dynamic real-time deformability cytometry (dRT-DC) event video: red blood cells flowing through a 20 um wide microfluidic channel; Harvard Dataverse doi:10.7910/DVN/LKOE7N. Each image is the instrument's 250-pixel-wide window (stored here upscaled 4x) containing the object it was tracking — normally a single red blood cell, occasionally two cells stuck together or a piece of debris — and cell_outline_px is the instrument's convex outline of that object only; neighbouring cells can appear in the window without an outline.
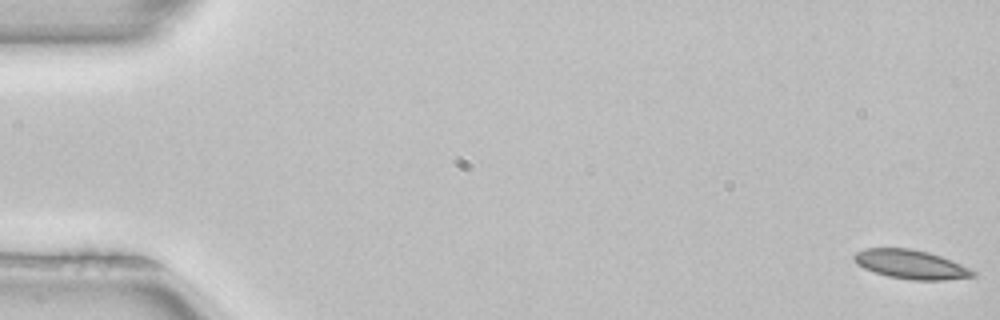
{"species": "common noctule bat (a hibernating species)", "species_latin": "Nyctalus noctula", "temperature_condition": "room temperature", "stored_images_in_passage": 3, "camera_frame_rate_fps": 3000, "um_per_image_px": 0.085, "animal": {"sex": "female", "body_mass_g": 22.7, "forearm_length_mm": 54.2}, "frame": {"image": 1, "passage_image": 1, "time_ms": 0.0, "image_size_px": [1000, 320], "cell_outline_px": [[976, 276], [944, 280], [912, 280], [888, 276], [864, 268], [856, 264], [852, 260], [852, 256], [856, 252], [864, 248], [912, 248], [928, 252], [940, 256], [960, 264], [976, 272]], "centroid_in_image_um": [77.38, 22.46], "position_along_channel_um": 7.6, "area_um2": 20.06}}